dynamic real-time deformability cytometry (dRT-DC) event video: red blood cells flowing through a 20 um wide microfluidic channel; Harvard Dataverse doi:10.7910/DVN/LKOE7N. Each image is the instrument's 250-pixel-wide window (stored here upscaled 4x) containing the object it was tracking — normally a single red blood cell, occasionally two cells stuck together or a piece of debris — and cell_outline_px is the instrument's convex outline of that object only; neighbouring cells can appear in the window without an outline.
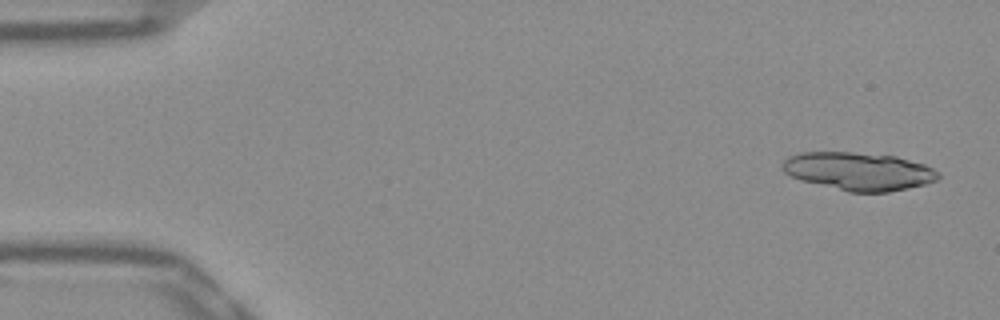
{"species": "Egyptian fruit bat (a non-hibernating species)", "species_latin": "Rousettus aegyptiacus", "temperature_condition": "warm", "stored_images_in_passage": 14, "camera_frame_rate_fps": 3000, "um_per_image_px": 0.085, "frame": {"image": 1, "passage_image": 1, "time_ms": 0.0, "image_size_px": [1000, 320], "cell_outline_px": [[940, 176], [936, 180], [924, 184], [908, 188], [888, 192], [848, 192], [800, 180], [784, 172], [780, 168], [780, 164], [788, 156], [800, 152], [852, 152], [896, 156], [924, 164], [940, 172]], "centroid_in_image_um": [72.95, 14.55], "position_along_channel_um": 12.1, "area_um2": 34.68}}